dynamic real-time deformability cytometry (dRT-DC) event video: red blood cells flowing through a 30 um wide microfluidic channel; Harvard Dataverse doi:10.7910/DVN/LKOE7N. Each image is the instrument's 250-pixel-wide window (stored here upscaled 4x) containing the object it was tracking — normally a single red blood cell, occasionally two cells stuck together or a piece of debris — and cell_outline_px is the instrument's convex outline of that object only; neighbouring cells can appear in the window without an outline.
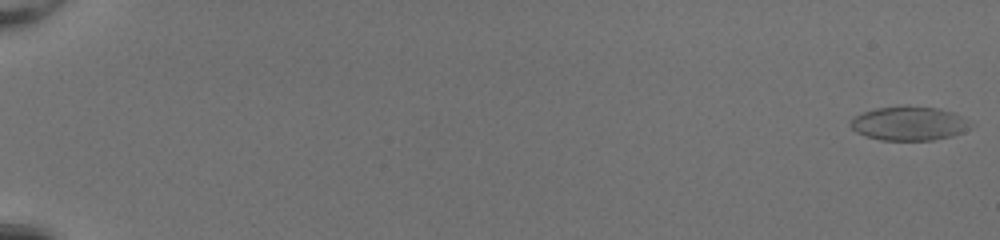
{"species": "common noctule bat (a hibernating species)", "species_latin": "Nyctalus noctula", "temperature_condition": "room temperature", "stored_images_in_passage": 10, "camera_frame_rate_fps": 3000, "um_per_image_px": 0.085, "animal": {"sex": "female", "body_mass_g": 20.0, "forearm_length_mm": 54.0}, "frame": {"image": 1, "passage_image": 1, "time_ms": 0.0, "image_size_px": [1000, 240], "cell_outline_px": [[972, 124], [964, 132], [952, 136], [932, 140], [880, 140], [856, 132], [848, 124], [860, 112], [876, 108], [940, 108], [956, 112], [968, 120]], "centroid_in_image_um": [77.3, 10.52], "position_along_channel_um": 7.7, "area_um2": 23.35}}